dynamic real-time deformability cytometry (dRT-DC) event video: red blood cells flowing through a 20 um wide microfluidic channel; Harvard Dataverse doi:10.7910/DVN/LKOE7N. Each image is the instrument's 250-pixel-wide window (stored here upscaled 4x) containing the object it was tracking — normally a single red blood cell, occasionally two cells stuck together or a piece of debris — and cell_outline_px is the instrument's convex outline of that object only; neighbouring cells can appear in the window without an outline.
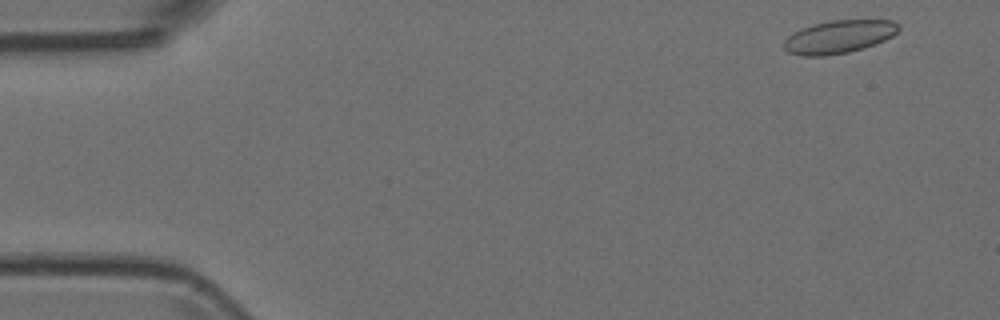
{"species": "Egyptian fruit bat (a non-hibernating species)", "species_latin": "Rousettus aegyptiacus", "temperature_condition": "room temperature", "stored_images_in_passage": 50, "camera_frame_rate_fps": 3000, "um_per_image_px": 0.085, "animal": {"sex": "female"}, "frame": {"image": 1, "passage_image": 2, "time_ms": 0.333, "image_size_px": [1000, 320], "cell_outline_px": [[900, 28], [892, 36], [884, 40], [864, 48], [848, 52], [824, 56], [804, 56], [788, 52], [784, 48], [784, 40], [792, 32], [800, 28], [832, 20], [892, 20], [900, 24]], "centroid_in_image_um": [71.3, 3.12], "position_along_channel_um": 13.7, "area_um2": 22.02}}
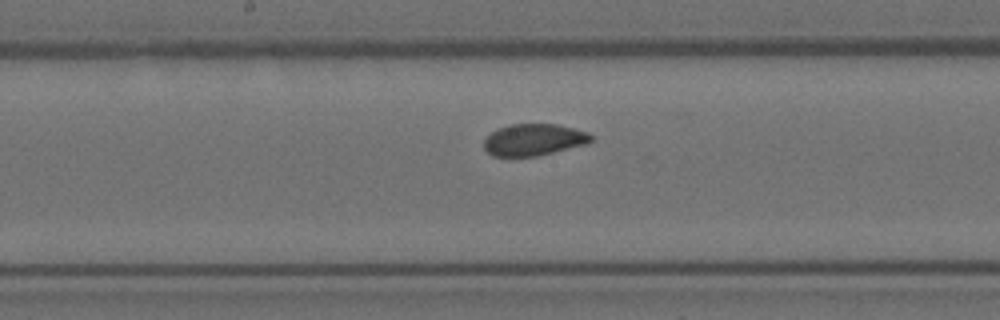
{"frame": {"image": 2, "passage_image": 25, "time_ms": 8.0, "image_size_px": [1000, 320], "cell_outline_px": [[592, 140], [588, 144], [536, 156], [492, 156], [484, 148], [484, 140], [496, 128], [508, 124], [556, 124], [588, 132], [592, 136]], "centroid_in_image_um": [45.37, 11.87], "position_along_channel_um": 202.8, "area_um2": 19.83}}
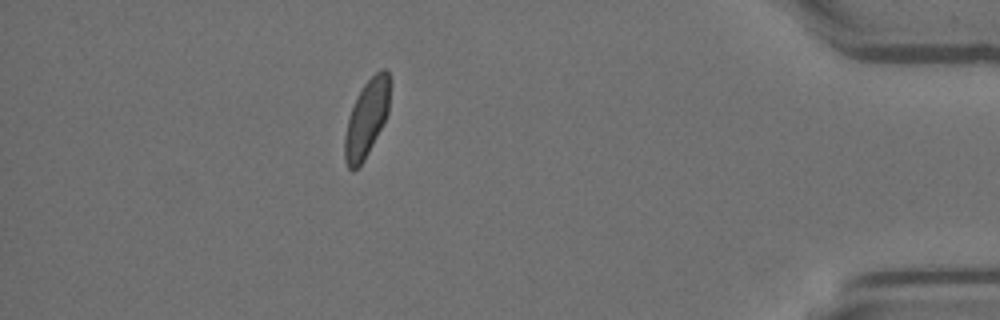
{"frame": {"image": 3, "passage_image": 44, "time_ms": 14.333, "image_size_px": [1000, 320], "cell_outline_px": [[392, 80], [388, 112], [364, 160], [352, 172], [348, 168], [344, 160], [344, 136], [348, 120], [352, 108], [364, 84], [380, 68], [388, 68]], "centroid_in_image_um": [31.19, 10.01], "position_along_channel_um": 404.0, "area_um2": 20.23}}